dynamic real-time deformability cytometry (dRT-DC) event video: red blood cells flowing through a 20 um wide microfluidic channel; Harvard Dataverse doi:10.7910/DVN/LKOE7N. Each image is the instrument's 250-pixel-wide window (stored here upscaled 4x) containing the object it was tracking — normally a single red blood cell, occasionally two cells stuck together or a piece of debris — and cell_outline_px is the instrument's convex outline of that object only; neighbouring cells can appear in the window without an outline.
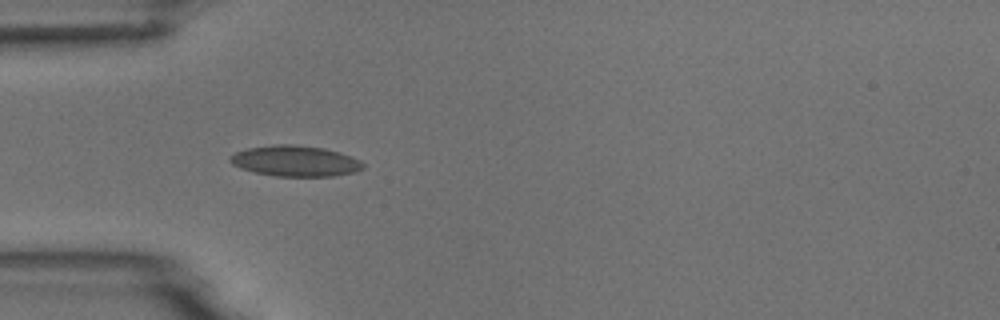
{"species": "common noctule bat (a hibernating species)", "species_latin": "Nyctalus noctula", "temperature_condition": "room temperature", "stored_images_in_passage": 6, "camera_frame_rate_fps": 3000, "um_per_image_px": 0.085, "animal": {"sex": "male", "body_mass_g": 18.8}, "frame": {"image": 1, "passage_image": 5, "time_ms": 4.667, "image_size_px": [1000, 320], "cell_outline_px": [[364, 168], [356, 172], [332, 176], [276, 176], [256, 172], [240, 168], [232, 164], [228, 160], [236, 152], [248, 148], [276, 144], [292, 144], [324, 148], [340, 152], [352, 156], [360, 160], [364, 164]], "centroid_in_image_um": [25.14, 13.68], "position_along_channel_um": 59.9, "area_um2": 23.81}}